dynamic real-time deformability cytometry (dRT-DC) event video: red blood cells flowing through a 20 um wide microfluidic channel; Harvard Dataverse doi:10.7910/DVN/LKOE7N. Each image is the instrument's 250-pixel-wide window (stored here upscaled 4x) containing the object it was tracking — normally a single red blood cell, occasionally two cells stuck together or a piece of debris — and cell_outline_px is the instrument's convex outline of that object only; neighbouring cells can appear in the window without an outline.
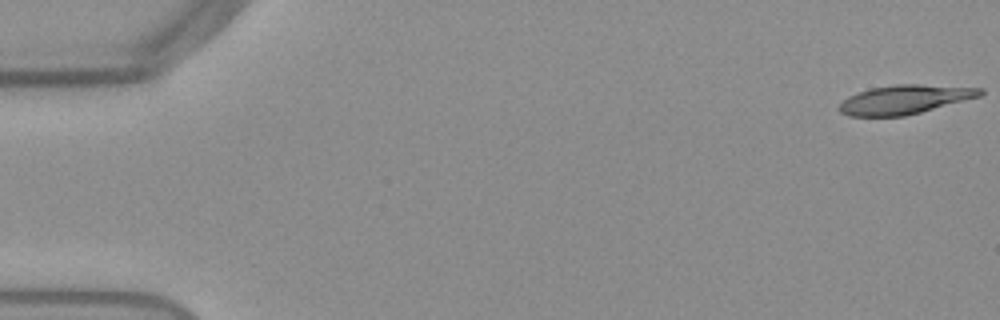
{"species": "Egyptian fruit bat (a non-hibernating species)", "species_latin": "Rousettus aegyptiacus", "temperature_condition": "warm", "stored_images_in_passage": 48, "camera_frame_rate_fps": 3000, "um_per_image_px": 0.085, "frame": {"image": 1, "passage_image": 1, "time_ms": 0.0, "image_size_px": [1000, 320], "cell_outline_px": [[984, 92], [980, 96], [920, 112], [904, 116], [848, 116], [840, 112], [836, 108], [848, 96], [872, 88], [896, 84], [920, 84], [984, 88]], "centroid_in_image_um": [76.89, 8.45], "position_along_channel_um": 8.1, "area_um2": 23.64}}
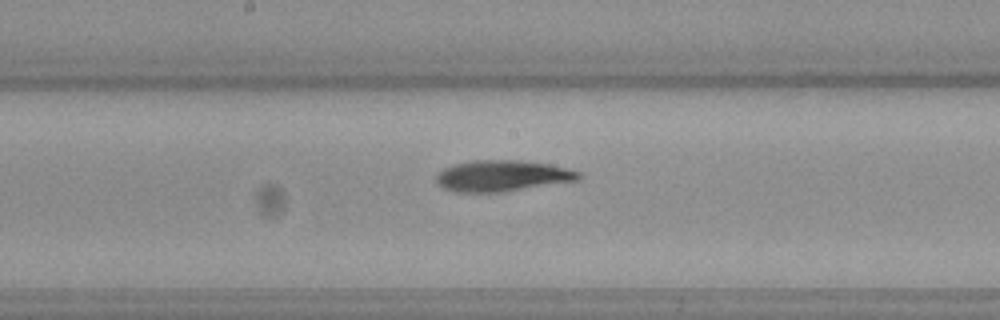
{"frame": {"image": 2, "passage_image": 28, "time_ms": 9.0, "image_size_px": [1000, 320], "cell_outline_px": [[584, 176], [580, 180], [504, 192], [456, 192], [444, 188], [436, 184], [436, 172], [452, 164], [472, 160], [516, 160], [548, 164], [568, 168], [580, 172]], "centroid_in_image_um": [42.69, 14.95], "position_along_channel_um": 205.5, "area_um2": 26.18}}
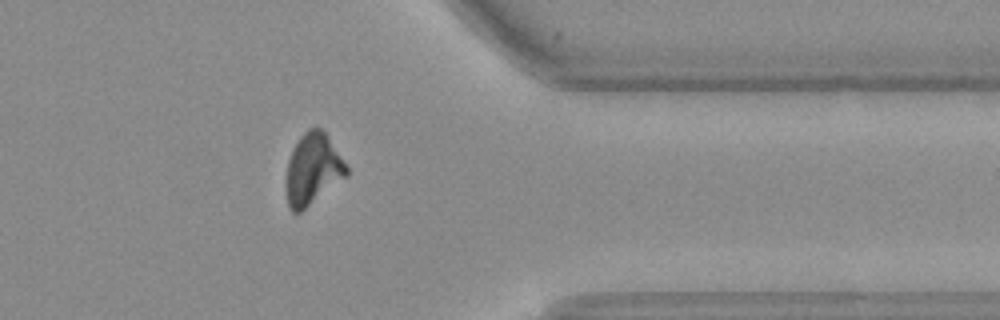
{"frame": {"image": 3, "passage_image": 43, "time_ms": 14.0, "image_size_px": [1000, 320], "cell_outline_px": [[348, 176], [300, 212], [292, 212], [288, 208], [284, 188], [284, 184], [288, 160], [292, 148], [300, 136], [308, 128], [320, 128], [324, 132], [348, 168]], "centroid_in_image_um": [26.53, 14.42], "position_along_channel_um": 384.9, "area_um2": 25.2}}